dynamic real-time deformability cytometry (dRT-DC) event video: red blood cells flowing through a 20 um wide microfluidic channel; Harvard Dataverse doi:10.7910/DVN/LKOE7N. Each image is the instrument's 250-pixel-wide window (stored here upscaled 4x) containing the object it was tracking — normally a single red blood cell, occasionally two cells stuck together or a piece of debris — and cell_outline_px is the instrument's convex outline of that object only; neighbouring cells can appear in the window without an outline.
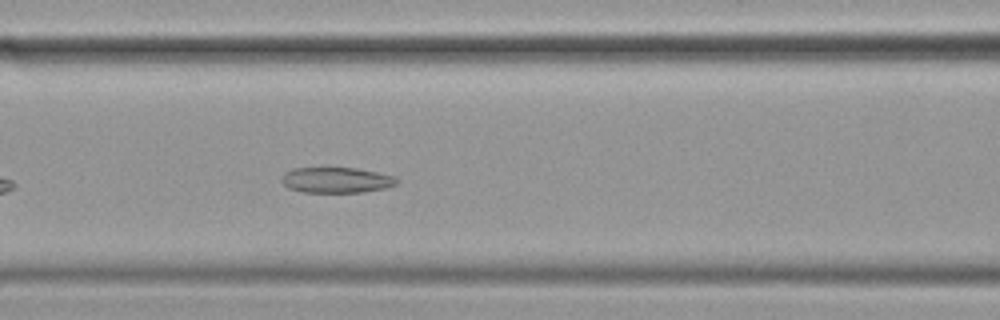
{"species": "common noctule bat (a hibernating species)", "species_latin": "Nyctalus noctula", "temperature_condition": "cold", "stored_images_in_passage": 45, "camera_frame_rate_fps": 3000, "um_per_image_px": 0.085, "animal": {"sex": "female", "body_mass_g": 19.9}, "frame": {"image": 1, "passage_image": 11, "time_ms": 3.333, "image_size_px": [1000, 320], "cell_outline_px": [[400, 180], [396, 184], [384, 188], [364, 192], [304, 192], [288, 188], [280, 180], [280, 176], [284, 172], [296, 168], [356, 168], [396, 176]], "centroid_in_image_um": [28.58, 15.3], "position_along_channel_um": 138.0, "area_um2": 17.22}}
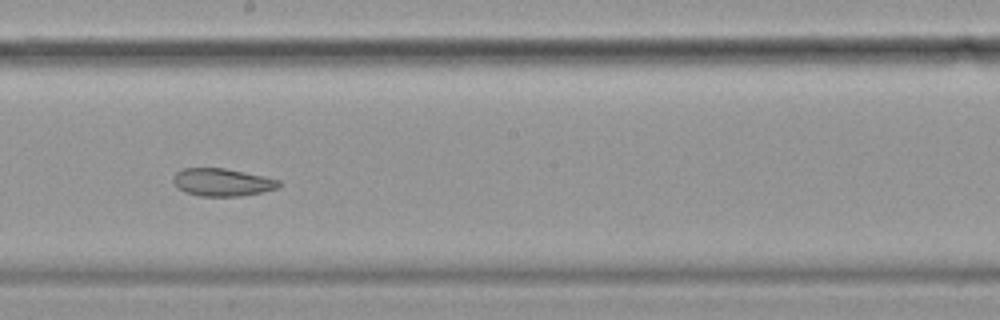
{"frame": {"image": 2, "passage_image": 19, "time_ms": 6.0, "image_size_px": [1000, 320], "cell_outline_px": [[280, 184], [276, 188], [260, 192], [240, 196], [200, 196], [184, 192], [176, 188], [172, 180], [172, 176], [176, 172], [184, 168], [224, 168], [264, 176], [280, 180]], "centroid_in_image_um": [18.82, 15.49], "position_along_channel_um": 229.4, "area_um2": 17.05}}
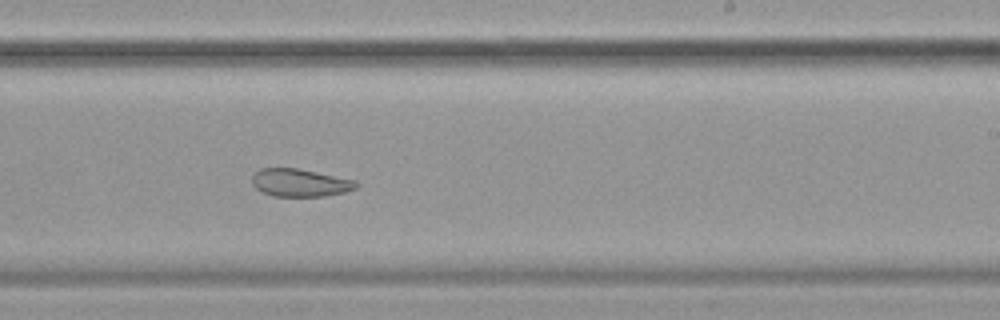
{"frame": {"image": 3, "passage_image": 22, "time_ms": 7.0, "image_size_px": [1000, 320], "cell_outline_px": [[360, 184], [356, 188], [344, 192], [324, 196], [272, 196], [256, 188], [252, 184], [252, 176], [260, 168], [300, 168], [356, 180]], "centroid_in_image_um": [25.52, 15.52], "position_along_channel_um": 263.5, "area_um2": 16.94}, "authors_computed_cell_mechanics": {"area_um2": 19.8254, "velocity_mm_per_s": 3.4424, "shape_relaxation_time_tau1_ms": null, "shape_relaxation_time_tau2_ms": 4.168, "deformation_change_tau1": null, "deformation_change_tau2": 0.0943}}